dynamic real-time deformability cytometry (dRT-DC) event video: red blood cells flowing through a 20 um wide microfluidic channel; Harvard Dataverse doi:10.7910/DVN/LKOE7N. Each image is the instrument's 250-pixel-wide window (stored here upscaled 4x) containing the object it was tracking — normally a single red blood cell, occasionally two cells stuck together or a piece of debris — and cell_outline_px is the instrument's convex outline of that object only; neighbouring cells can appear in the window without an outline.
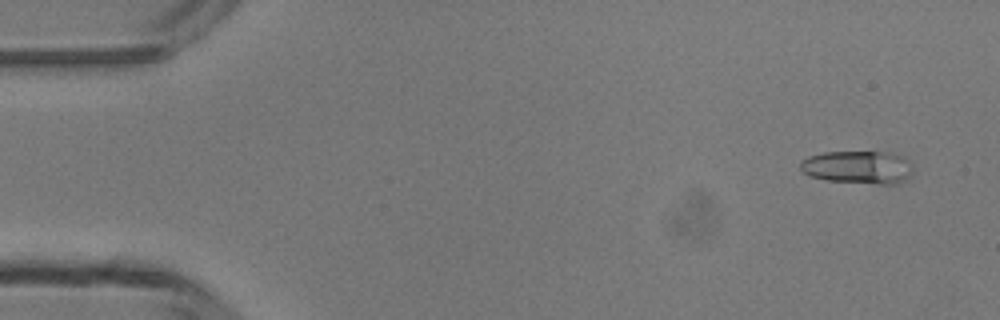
{"species": "common noctule bat (a hibernating species)", "species_latin": "Nyctalus noctula", "temperature_condition": "room temperature", "stored_images_in_passage": 4, "camera_frame_rate_fps": 3000, "um_per_image_px": 0.085, "animal": {"sex": "male", "body_mass_g": 13.3}, "frame": {"image": 1, "passage_image": 1, "time_ms": 0.0, "image_size_px": [1000, 320], "cell_outline_px": [[912, 172], [908, 180], [896, 184], [876, 184], [828, 180], [808, 176], [800, 168], [800, 160], [808, 156], [824, 152], [888, 152], [904, 156], [908, 160], [912, 168]], "centroid_in_image_um": [72.95, 14.22], "position_along_channel_um": 12.1, "area_um2": 21.91}}
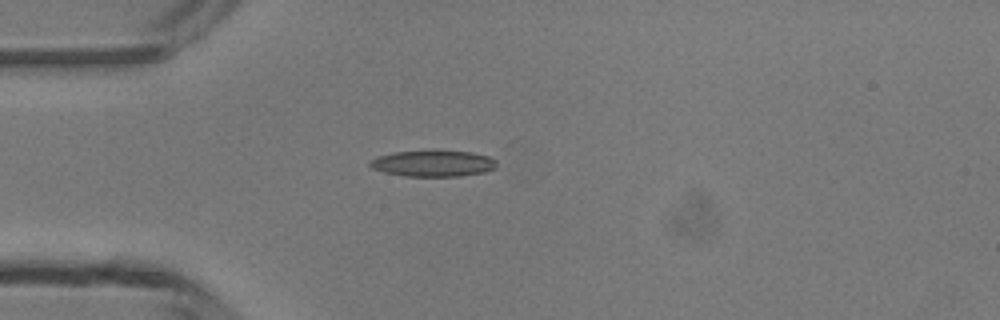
{"frame": {"image": 2, "passage_image": 4, "time_ms": 3.333, "image_size_px": [1000, 320], "cell_outline_px": [[496, 168], [484, 172], [460, 176], [404, 176], [384, 172], [372, 168], [368, 164], [368, 160], [376, 156], [396, 152], [424, 148], [472, 152], [488, 156], [496, 160]], "centroid_in_image_um": [36.78, 13.85], "position_along_channel_um": 48.2, "area_um2": 20.11}}